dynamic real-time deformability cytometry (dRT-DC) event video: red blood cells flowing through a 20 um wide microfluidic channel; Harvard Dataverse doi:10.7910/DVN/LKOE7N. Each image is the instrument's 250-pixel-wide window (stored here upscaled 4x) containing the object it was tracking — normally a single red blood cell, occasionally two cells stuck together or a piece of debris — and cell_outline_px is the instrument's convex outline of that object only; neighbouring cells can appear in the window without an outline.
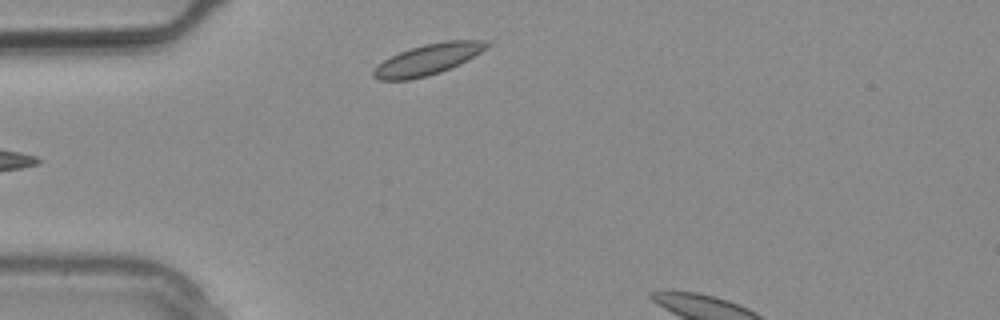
{"species": "common noctule bat (a hibernating species)", "species_latin": "Nyctalus noctula", "temperature_condition": "warm", "stored_images_in_passage": 3, "segment_of_instrument_passage": [1, 2], "camera_frame_rate_fps": 3000, "um_per_image_px": 0.085, "animal": {"sex": "male", "body_mass_g": 20.4}, "frame": {"image": 1, "passage_image": 2, "time_ms": 0.333, "image_size_px": [1000, 320], "cell_outline_px": [[492, 44], [488, 48], [460, 64], [440, 72], [428, 76], [408, 80], [376, 80], [372, 76], [372, 72], [384, 60], [400, 52], [424, 44], [444, 40], [488, 40]], "centroid_in_image_um": [36.42, 5.04], "position_along_channel_um": 48.6, "area_um2": 20.4}}